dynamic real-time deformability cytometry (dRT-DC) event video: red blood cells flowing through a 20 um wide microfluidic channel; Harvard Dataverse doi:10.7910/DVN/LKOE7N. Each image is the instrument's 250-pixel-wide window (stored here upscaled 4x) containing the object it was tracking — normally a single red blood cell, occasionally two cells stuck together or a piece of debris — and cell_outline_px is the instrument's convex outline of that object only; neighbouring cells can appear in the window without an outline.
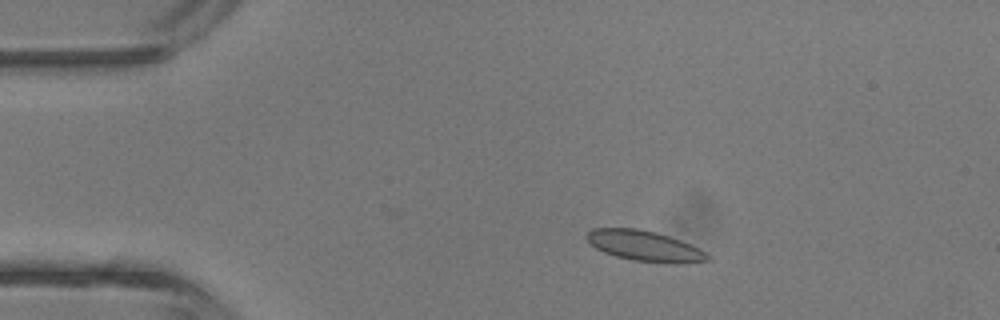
{"species": "common noctule bat (a hibernating species)", "species_latin": "Nyctalus noctula", "temperature_condition": "room temperature", "stored_images_in_passage": 3, "camera_frame_rate_fps": 3000, "um_per_image_px": 0.085, "animal": {"sex": "male", "body_mass_g": 13.3}, "frame": {"image": 1, "passage_image": 2, "time_ms": 1.0, "image_size_px": [1000, 320], "cell_outline_px": [[712, 260], [676, 264], [632, 260], [616, 256], [604, 252], [596, 248], [584, 236], [592, 228], [636, 228], [656, 232], [680, 240], [712, 256]], "centroid_in_image_um": [54.79, 20.91], "position_along_channel_um": 30.2, "area_um2": 21.33}}